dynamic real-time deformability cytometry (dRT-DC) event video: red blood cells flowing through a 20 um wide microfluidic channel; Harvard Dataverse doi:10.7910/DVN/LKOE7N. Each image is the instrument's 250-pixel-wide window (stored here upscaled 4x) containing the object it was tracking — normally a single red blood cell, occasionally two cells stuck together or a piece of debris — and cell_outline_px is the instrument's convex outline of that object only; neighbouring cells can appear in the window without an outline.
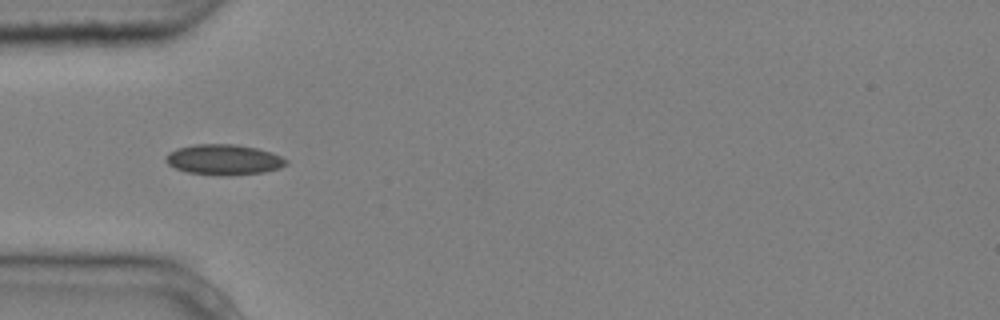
{"species": "common noctule bat (a hibernating species)", "species_latin": "Nyctalus noctula", "temperature_condition": "cold", "stored_images_in_passage": 7, "camera_frame_rate_fps": 3000, "um_per_image_px": 0.085, "animal": {"sex": "male", "body_mass_g": 20.4}, "frame": {"image": 1, "passage_image": 4, "time_ms": 1.0, "image_size_px": [1000, 320], "cell_outline_px": [[288, 164], [280, 168], [264, 172], [224, 176], [188, 172], [176, 168], [168, 164], [164, 160], [164, 156], [168, 152], [176, 148], [196, 144], [236, 144], [256, 148], [272, 152], [288, 160]], "centroid_in_image_um": [19.02, 13.56], "position_along_channel_um": 66.0, "area_um2": 21.5}}
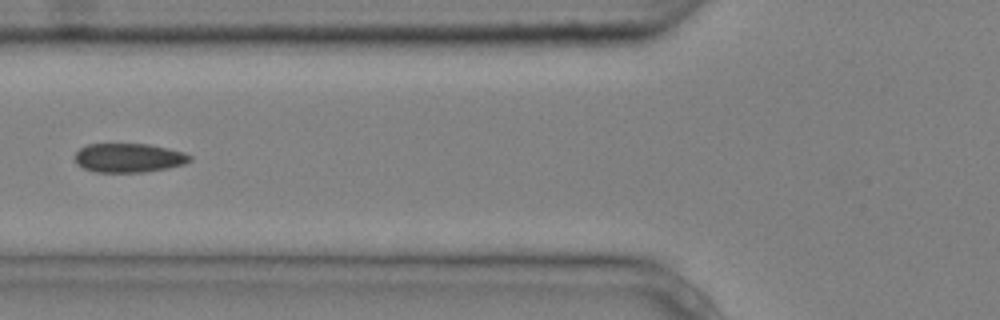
{"frame": {"image": 2, "passage_image": 5, "time_ms": 1.333, "image_size_px": [1000, 320], "cell_outline_px": [[192, 160], [184, 164], [168, 168], [144, 172], [92, 172], [76, 164], [76, 152], [80, 148], [88, 144], [148, 144], [168, 148], [184, 152], [192, 156]], "centroid_in_image_um": [10.96, 13.42], "position_along_channel_um": 114.8, "area_um2": 19.54}}